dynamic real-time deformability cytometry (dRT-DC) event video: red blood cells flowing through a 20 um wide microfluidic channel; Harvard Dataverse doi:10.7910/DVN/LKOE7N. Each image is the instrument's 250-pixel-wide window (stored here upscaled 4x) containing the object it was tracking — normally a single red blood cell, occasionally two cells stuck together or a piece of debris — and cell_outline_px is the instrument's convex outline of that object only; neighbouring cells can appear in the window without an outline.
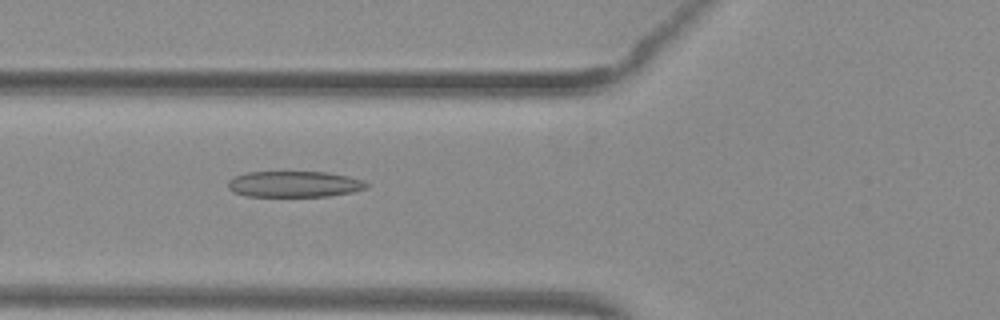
{"species": "common noctule bat (a hibernating species)", "species_latin": "Nyctalus noctula", "temperature_condition": "warm", "stored_images_in_passage": 21, "camera_frame_rate_fps": 3000, "um_per_image_px": 0.085, "animal": {"sex": "female", "body_mass_g": 29.2, "forearm_length_mm": 56.3}, "frame": {"image": 1, "passage_image": 4, "time_ms": 1.0, "image_size_px": [1000, 320], "cell_outline_px": [[368, 188], [352, 192], [328, 196], [244, 196], [232, 192], [228, 188], [228, 180], [244, 172], [328, 172], [348, 176], [364, 180], [368, 184]], "centroid_in_image_um": [25.01, 15.65], "position_along_channel_um": 100.8, "area_um2": 21.15}}
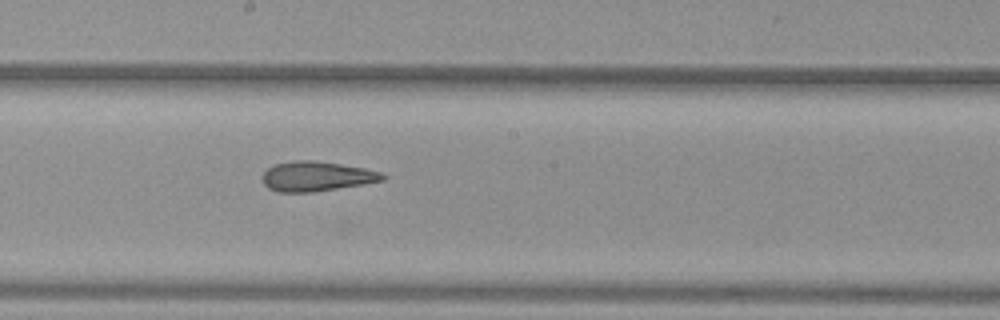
{"frame": {"image": 2, "passage_image": 13, "time_ms": 4.0, "image_size_px": [1000, 320], "cell_outline_px": [[388, 176], [384, 180], [312, 192], [276, 192], [268, 188], [264, 184], [264, 172], [268, 168], [276, 164], [296, 160], [312, 160], [340, 164], [364, 168], [380, 172]], "centroid_in_image_um": [26.9, 14.99], "position_along_channel_um": 221.3, "area_um2": 20.52}}
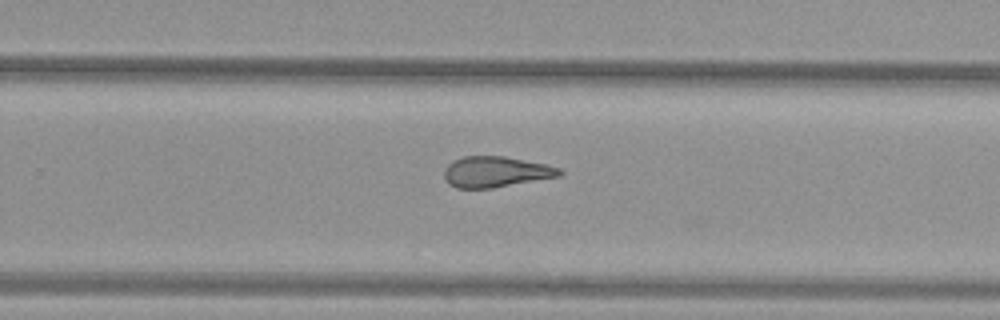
{"frame": {"image": 3, "passage_image": 18, "time_ms": 5.667, "image_size_px": [1000, 320], "cell_outline_px": [[564, 172], [560, 176], [492, 188], [456, 188], [448, 184], [444, 176], [444, 168], [452, 160], [464, 156], [504, 156], [544, 164], [560, 168]], "centroid_in_image_um": [42.11, 14.6], "position_along_channel_um": 287.7, "area_um2": 20.69}}